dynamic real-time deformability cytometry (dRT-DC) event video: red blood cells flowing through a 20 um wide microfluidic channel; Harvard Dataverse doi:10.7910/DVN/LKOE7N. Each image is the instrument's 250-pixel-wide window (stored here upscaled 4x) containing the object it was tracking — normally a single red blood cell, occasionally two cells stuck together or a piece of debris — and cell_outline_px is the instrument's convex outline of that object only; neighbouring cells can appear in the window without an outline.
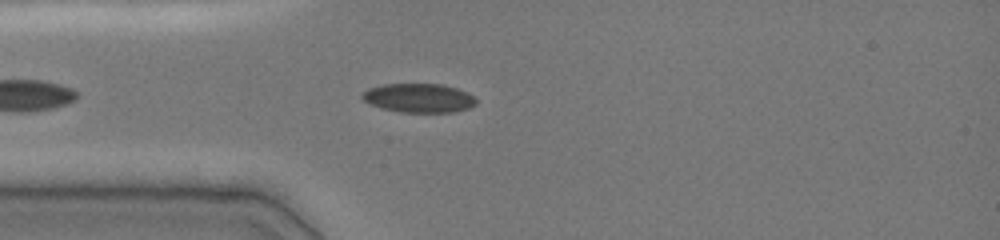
{"species": "common noctule bat (a hibernating species)", "species_latin": "Nyctalus noctula", "temperature_condition": "cold", "stored_images_in_passage": 37, "camera_frame_rate_fps": 3000, "um_per_image_px": 0.085, "animal": {"sex": "female", "body_mass_g": 19.0, "forearm_length_mm": 51.5}, "frame": {"image": 1, "passage_image": 5, "time_ms": 1.333, "image_size_px": [1000, 240], "cell_outline_px": [[476, 104], [468, 108], [452, 112], [400, 112], [380, 108], [364, 100], [360, 96], [360, 92], [368, 88], [384, 84], [440, 84], [456, 88], [468, 92], [476, 100]], "centroid_in_image_um": [35.56, 8.32], "position_along_channel_um": 49.4, "area_um2": 19.25}}
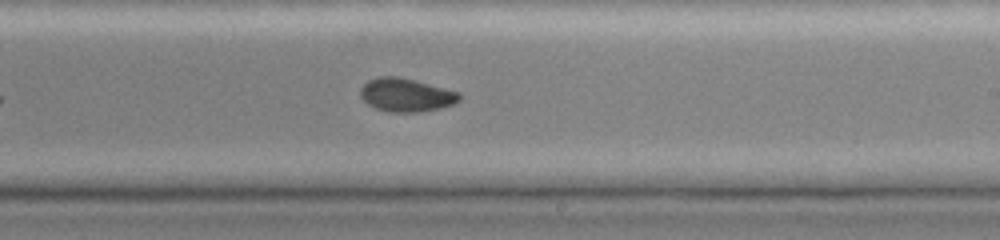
{"frame": {"image": 2, "passage_image": 21, "time_ms": 6.667, "image_size_px": [1000, 240], "cell_outline_px": [[460, 100], [452, 104], [440, 108], [416, 112], [392, 112], [376, 108], [368, 104], [360, 96], [360, 88], [368, 80], [376, 76], [396, 76], [416, 80], [460, 92]], "centroid_in_image_um": [34.51, 8.05], "position_along_channel_um": 254.5, "area_um2": 19.25}}
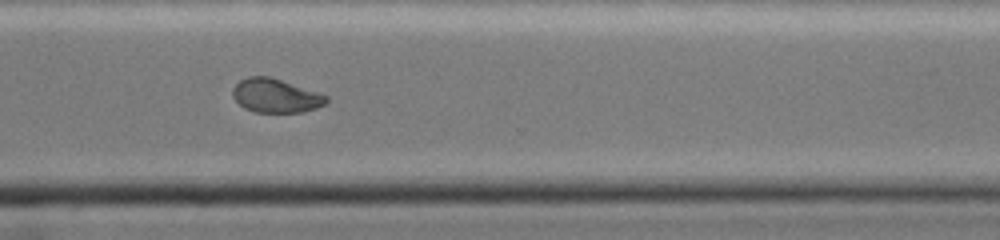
{"frame": {"image": 3, "passage_image": 28, "time_ms": 9.0, "image_size_px": [1000, 240], "cell_outline_px": [[328, 100], [324, 104], [316, 108], [304, 112], [256, 112], [244, 108], [232, 96], [232, 88], [240, 80], [248, 76], [268, 76], [320, 92], [328, 96]], "centroid_in_image_um": [23.44, 8.13], "position_along_channel_um": 347.2, "area_um2": 18.5}, "authors_computed_cell_mechanics": {"area_um2": 19.5364, "velocity_mm_per_s": 3.9497, "shape_relaxation_time_tau1_ms": null, "shape_relaxation_time_tau2_ms": 1.807, "deformation_change_tau1": null, "deformation_change_tau2": 0.0476}}